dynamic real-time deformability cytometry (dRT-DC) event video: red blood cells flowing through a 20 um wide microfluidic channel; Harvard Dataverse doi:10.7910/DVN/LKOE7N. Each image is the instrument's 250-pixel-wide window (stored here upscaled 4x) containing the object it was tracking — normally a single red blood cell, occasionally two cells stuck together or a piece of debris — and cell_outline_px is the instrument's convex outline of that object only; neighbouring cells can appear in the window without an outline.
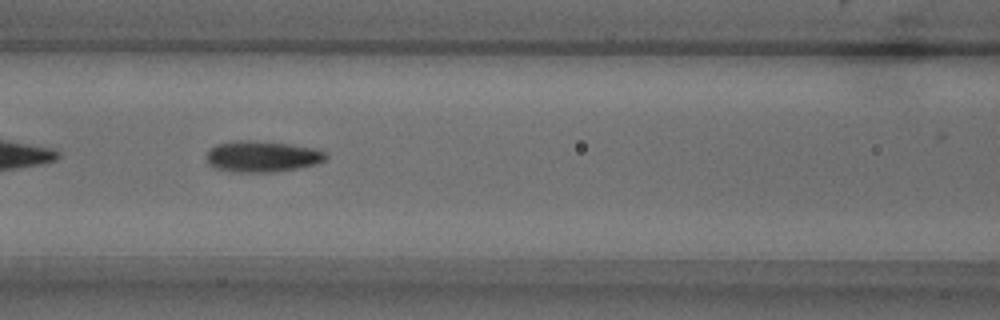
{"species": "common noctule bat (a hibernating species)", "species_latin": "Nyctalus noctula", "temperature_condition": "warm", "stored_images_in_passage": 28, "camera_frame_rate_fps": 3000, "um_per_image_px": 0.085, "animal": {"sex": "male", "body_mass_g": 18.8}, "frame": {"image": 1, "passage_image": 8, "time_ms": 2.333, "image_size_px": [1000, 320], "cell_outline_px": [[328, 156], [324, 160], [316, 164], [296, 168], [272, 172], [232, 172], [216, 168], [208, 164], [204, 156], [216, 144], [236, 140], [248, 140], [284, 144], [316, 148], [324, 152]], "centroid_in_image_um": [22.23, 13.3], "position_along_channel_um": 144.4, "area_um2": 21.5}}